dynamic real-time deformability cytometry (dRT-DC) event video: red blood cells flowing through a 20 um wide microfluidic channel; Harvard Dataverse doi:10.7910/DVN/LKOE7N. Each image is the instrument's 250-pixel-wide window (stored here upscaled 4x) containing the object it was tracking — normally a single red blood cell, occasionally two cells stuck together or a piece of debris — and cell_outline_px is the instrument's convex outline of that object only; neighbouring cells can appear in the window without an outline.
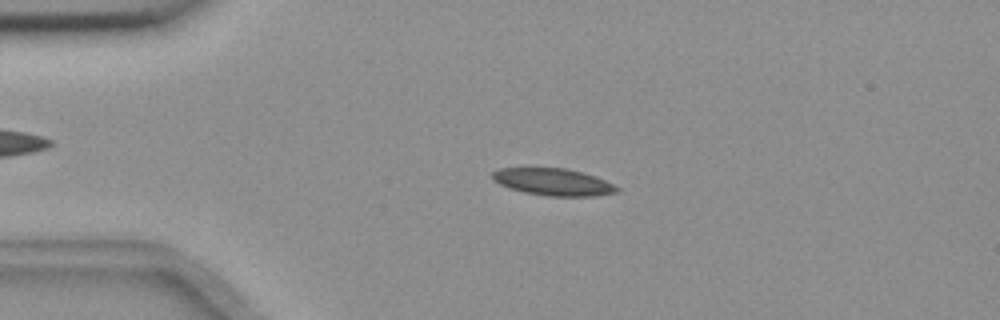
{"species": "common noctule bat (a hibernating species)", "species_latin": "Nyctalus noctula", "temperature_condition": "room temperature", "stored_images_in_passage": 55, "camera_frame_rate_fps": 3000, "um_per_image_px": 0.085, "animal": {"sex": "female", "body_mass_g": 18.4}, "frame": {"image": 1, "passage_image": 12, "time_ms": 3.667, "image_size_px": [1000, 320], "cell_outline_px": [[620, 192], [596, 196], [548, 196], [524, 192], [500, 184], [492, 180], [492, 172], [500, 168], [564, 168], [584, 172], [596, 176], [620, 188]], "centroid_in_image_um": [47.06, 15.47], "position_along_channel_um": 37.9, "area_um2": 19.65}}
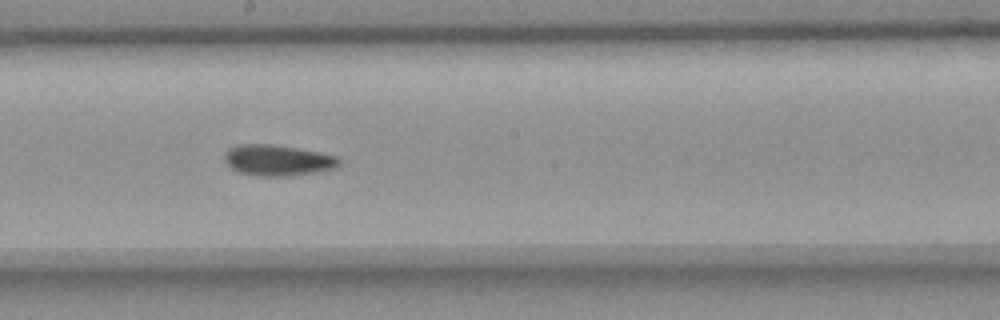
{"frame": {"image": 2, "passage_image": 30, "time_ms": 9.667, "image_size_px": [1000, 320], "cell_outline_px": [[340, 164], [336, 168], [316, 172], [284, 176], [256, 176], [240, 172], [232, 168], [224, 160], [224, 152], [228, 148], [236, 144], [272, 144], [320, 152], [336, 156], [340, 160]], "centroid_in_image_um": [23.58, 13.61], "position_along_channel_um": 224.6, "area_um2": 20.69}}
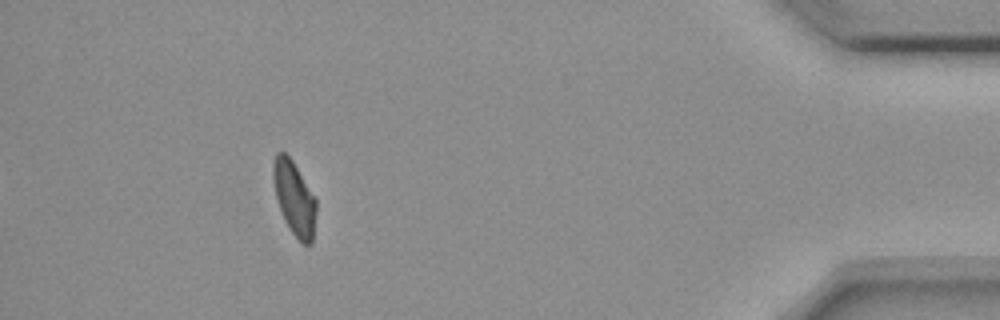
{"frame": {"image": 3, "passage_image": 50, "time_ms": 16.333, "image_size_px": [1000, 320], "cell_outline_px": [[316, 212], [312, 244], [304, 244], [292, 232], [284, 220], [276, 196], [272, 176], [272, 164], [276, 152], [284, 152], [292, 160], [316, 200]], "centroid_in_image_um": [25.0, 16.83], "position_along_channel_um": 410.2, "area_um2": 18.21}, "authors_computed_cell_mechanics": {"area_um2": 19.4208, "velocity_mm_per_s": 3.6478, "shape_relaxation_time_tau1_ms": 6.9924, "shape_relaxation_time_tau2_ms": 4.3556, "deformation_change_tau1": 0.155, "deformation_change_tau2": 0.1005}}